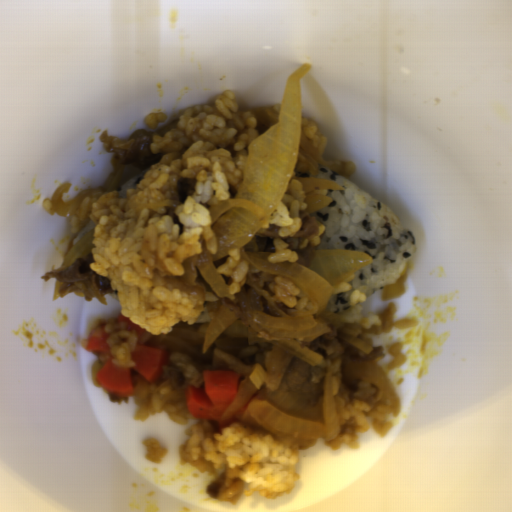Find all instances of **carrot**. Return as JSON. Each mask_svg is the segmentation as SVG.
<instances>
[{"label":"carrot","mask_w":512,"mask_h":512,"mask_svg":"<svg viewBox=\"0 0 512 512\" xmlns=\"http://www.w3.org/2000/svg\"><path fill=\"white\" fill-rule=\"evenodd\" d=\"M108 322L95 327L89 337L86 348L104 352L108 359L96 374V382L106 391L118 397H130L134 393L131 371L134 369L148 383L153 382L162 374L167 364L166 350L156 349L137 344L132 352L133 367H120L112 363V351L108 345L106 332Z\"/></svg>","instance_id":"carrot-1"},{"label":"carrot","mask_w":512,"mask_h":512,"mask_svg":"<svg viewBox=\"0 0 512 512\" xmlns=\"http://www.w3.org/2000/svg\"><path fill=\"white\" fill-rule=\"evenodd\" d=\"M240 374L228 369L203 371L204 388L188 385L184 397L189 412L199 419L215 425L217 432L232 422L243 421L242 417L253 401L252 395L232 416L221 419V415L234 402L239 392Z\"/></svg>","instance_id":"carrot-2"},{"label":"carrot","mask_w":512,"mask_h":512,"mask_svg":"<svg viewBox=\"0 0 512 512\" xmlns=\"http://www.w3.org/2000/svg\"><path fill=\"white\" fill-rule=\"evenodd\" d=\"M116 319L117 321L127 322L130 326H132L137 336V342L140 341L145 332V329L143 327H141L139 324L129 319L128 317H125L122 313Z\"/></svg>","instance_id":"carrot-3"}]
</instances>
